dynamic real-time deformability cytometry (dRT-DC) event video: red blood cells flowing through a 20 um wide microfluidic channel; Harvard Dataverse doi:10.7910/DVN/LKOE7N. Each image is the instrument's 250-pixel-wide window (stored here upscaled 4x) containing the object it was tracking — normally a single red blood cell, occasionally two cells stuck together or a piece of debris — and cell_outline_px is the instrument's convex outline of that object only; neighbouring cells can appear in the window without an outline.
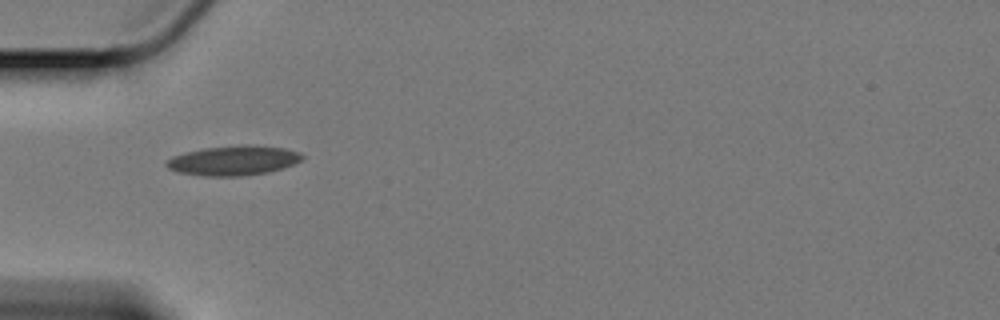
{"species": "Egyptian fruit bat (a non-hibernating species)", "species_latin": "Rousettus aegyptiacus", "temperature_condition": "cold", "stored_images_in_passage": 41, "camera_frame_rate_fps": 3000, "um_per_image_px": 0.085, "animal": {"sex": "female"}, "frame": {"image": 1, "passage_image": 1, "time_ms": 0.0, "image_size_px": [1000, 320], "cell_outline_px": [[304, 156], [300, 160], [292, 164], [268, 172], [240, 176], [204, 176], [180, 172], [168, 168], [164, 164], [172, 156], [184, 152], [204, 148], [240, 144], [256, 144], [284, 148], [300, 152]], "centroid_in_image_um": [19.83, 13.62], "position_along_channel_um": 65.2, "area_um2": 23.52}}
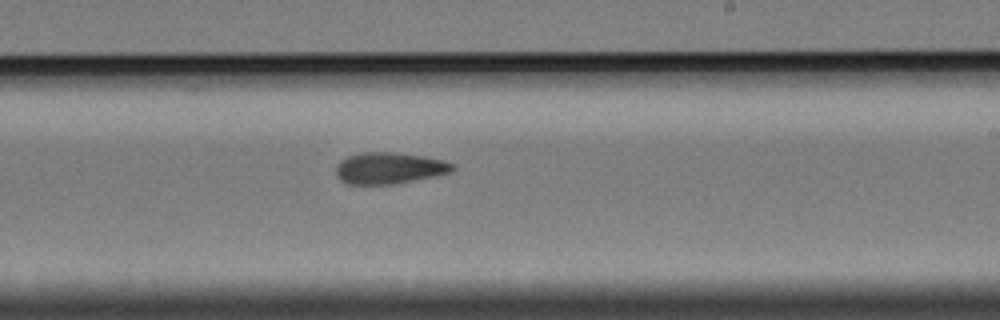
{"frame": {"image": 2, "passage_image": 18, "time_ms": 5.667, "image_size_px": [1000, 320], "cell_outline_px": [[456, 168], [452, 172], [436, 176], [396, 184], [348, 184], [340, 180], [336, 176], [336, 168], [340, 160], [348, 156], [364, 152], [392, 152], [424, 156], [444, 160], [456, 164]], "centroid_in_image_um": [33.13, 14.29], "position_along_channel_um": 255.9, "area_um2": 21.62}}
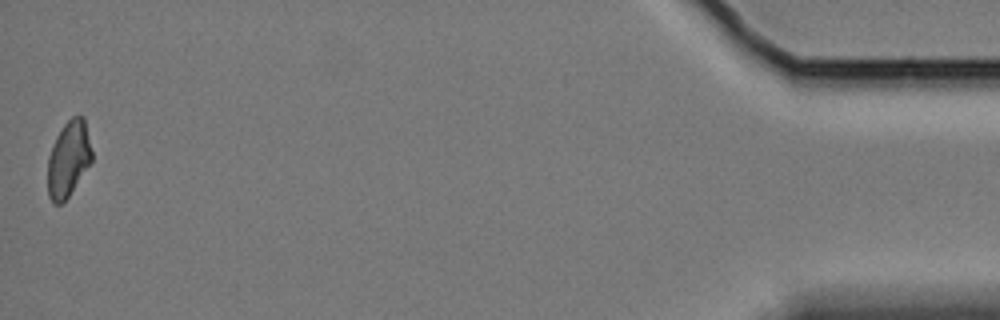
{"frame": {"image": 3, "passage_image": 41, "time_ms": 13.333, "image_size_px": [1000, 320], "cell_outline_px": [[92, 160], [68, 196], [60, 204], [52, 204], [48, 196], [48, 156], [56, 136], [64, 124], [72, 116], [84, 116], [92, 152]], "centroid_in_image_um": [5.81, 13.5], "position_along_channel_um": 429.4, "area_um2": 19.31}, "authors_computed_cell_mechanics": {"area_um2": 21.2126, "velocity_mm_per_s": 3.3764, "shape_relaxation_time_tau1_ms": null, "shape_relaxation_time_tau2_ms": 7.7187, "deformation_change_tau1": null, "deformation_change_tau2": 0.1205}}